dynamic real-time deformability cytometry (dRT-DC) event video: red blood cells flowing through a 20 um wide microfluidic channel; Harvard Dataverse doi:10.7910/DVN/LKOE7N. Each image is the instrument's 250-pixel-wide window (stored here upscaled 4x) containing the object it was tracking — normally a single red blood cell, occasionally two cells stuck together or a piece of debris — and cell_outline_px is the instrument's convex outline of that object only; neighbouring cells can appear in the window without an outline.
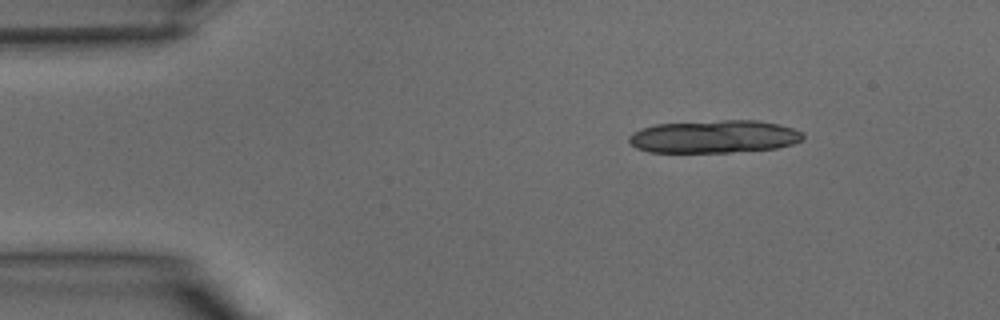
{"species": "common noctule bat (a hibernating species)", "species_latin": "Nyctalus noctula", "temperature_condition": "warm", "stored_images_in_passage": 8, "camera_frame_rate_fps": 3000, "um_per_image_px": 0.085, "animal": {"sex": "male", "body_mass_g": 15.6}, "frame": {"image": 1, "passage_image": 1, "time_ms": 0.0, "image_size_px": [1000, 320], "cell_outline_px": [[804, 140], [792, 144], [776, 148], [728, 152], [648, 152], [636, 148], [628, 140], [628, 136], [632, 132], [640, 128], [656, 124], [720, 120], [756, 120], [780, 124], [804, 132]], "centroid_in_image_um": [60.71, 11.6], "position_along_channel_um": 24.3, "area_um2": 33.47}}